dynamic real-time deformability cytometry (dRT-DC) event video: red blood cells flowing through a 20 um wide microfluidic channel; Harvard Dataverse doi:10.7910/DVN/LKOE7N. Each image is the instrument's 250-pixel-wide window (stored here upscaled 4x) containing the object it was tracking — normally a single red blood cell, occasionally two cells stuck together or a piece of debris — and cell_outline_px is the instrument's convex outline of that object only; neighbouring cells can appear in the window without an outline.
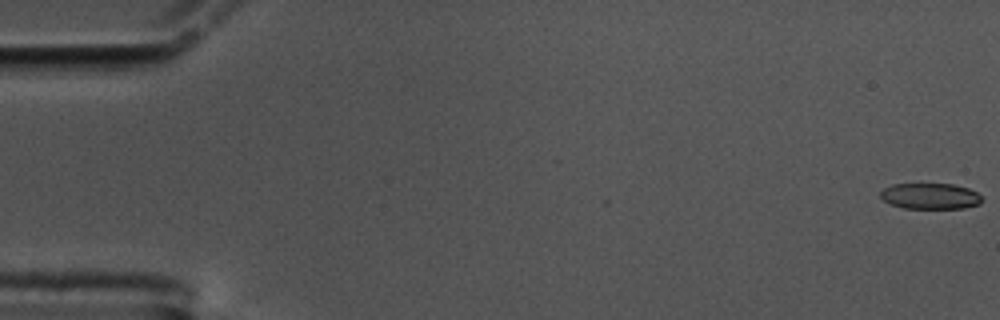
{"species": "common noctule bat (a hibernating species)", "species_latin": "Nyctalus noctula", "temperature_condition": "cold", "stored_images_in_passage": 60, "camera_frame_rate_fps": 3000, "um_per_image_px": 0.085, "animal": {"sex": "male", "body_mass_g": 17.5, "forearm_length_mm": 52.3}, "frame": {"image": 1, "passage_image": 1, "time_ms": 0.0, "image_size_px": [1000, 320], "cell_outline_px": [[984, 200], [980, 204], [964, 208], [904, 208], [892, 204], [884, 200], [880, 196], [880, 192], [884, 188], [892, 184], [952, 184], [968, 188], [976, 192]], "centroid_in_image_um": [79.09, 16.67], "position_along_channel_um": 5.9, "area_um2": 15.26}}
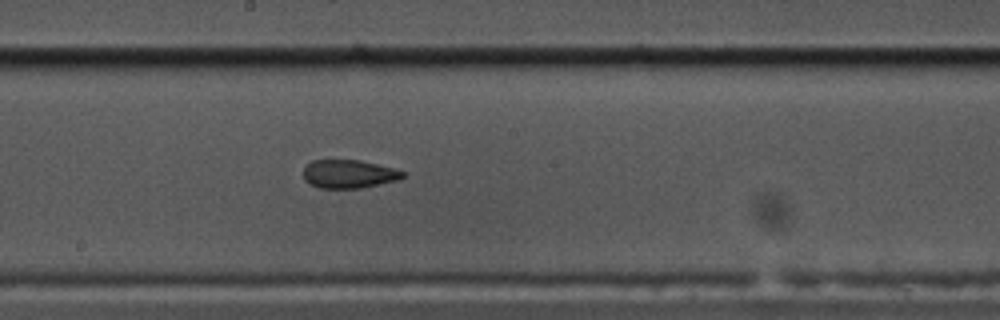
{"frame": {"image": 2, "passage_image": 33, "time_ms": 10.667, "image_size_px": [1000, 320], "cell_outline_px": [[404, 176], [400, 180], [360, 188], [320, 188], [308, 184], [304, 180], [304, 168], [312, 160], [360, 160], [396, 168], [404, 172]], "centroid_in_image_um": [29.66, 14.79], "position_along_channel_um": 218.5, "area_um2": 16.59}}
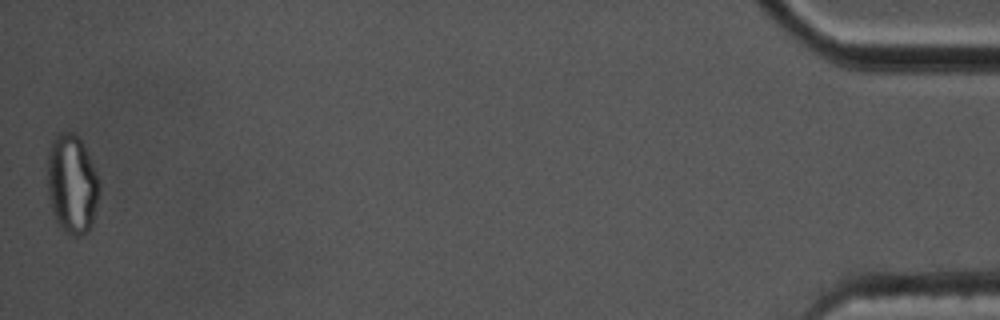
{"frame": {"image": 3, "passage_image": 60, "time_ms": 19.667, "image_size_px": [1000, 320], "cell_outline_px": [[96, 204], [92, 224], [88, 232], [80, 236], [72, 236], [64, 232], [56, 220], [52, 212], [48, 192], [48, 152], [52, 140], [56, 132], [72, 132], [80, 140], [88, 156], [96, 176]], "centroid_in_image_um": [6.06, 15.67], "position_along_channel_um": 429.1, "area_um2": 29.19}, "authors_computed_cell_mechanics": {"area_um2": 17.4267, "velocity_mm_per_s": 3.3845, "shape_relaxation_time_tau1_ms": null, "shape_relaxation_time_tau2_ms": 2.0649, "deformation_change_tau1": null, "deformation_change_tau2": 0.0879}}